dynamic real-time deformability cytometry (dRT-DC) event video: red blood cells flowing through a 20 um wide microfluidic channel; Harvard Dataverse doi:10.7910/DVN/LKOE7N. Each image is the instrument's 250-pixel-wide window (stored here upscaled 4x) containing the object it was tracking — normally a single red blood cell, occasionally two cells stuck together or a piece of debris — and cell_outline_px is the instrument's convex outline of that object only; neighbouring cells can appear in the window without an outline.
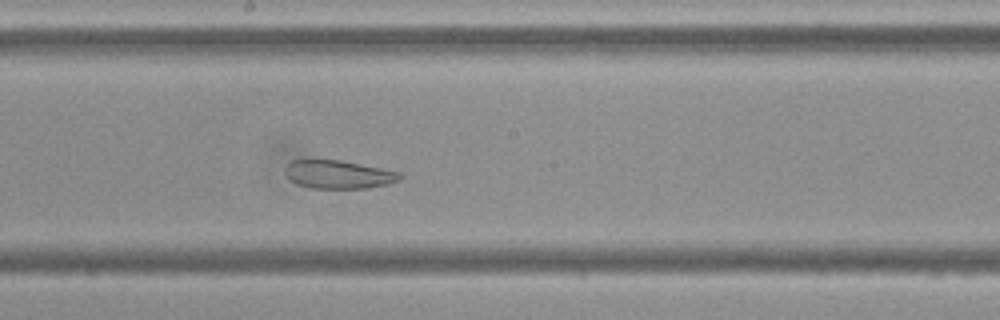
{"species": "Egyptian fruit bat (a non-hibernating species)", "species_latin": "Rousettus aegyptiacus", "temperature_condition": "cold", "stored_images_in_passage": 43, "camera_frame_rate_fps": 3000, "um_per_image_px": 0.085, "frame": {"image": 1, "passage_image": 18, "time_ms": 5.667, "image_size_px": [1000, 320], "cell_outline_px": [[404, 176], [400, 180], [388, 184], [364, 188], [312, 188], [296, 184], [284, 172], [284, 168], [292, 160], [312, 156], [340, 160], [400, 172]], "centroid_in_image_um": [28.71, 14.78], "position_along_channel_um": 219.5, "area_um2": 19.48}}
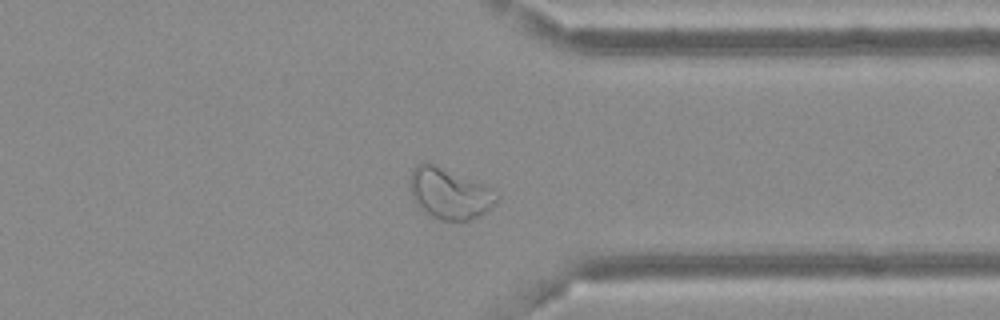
{"frame": {"image": 2, "passage_image": 31, "time_ms": 10.0, "image_size_px": [1000, 320], "cell_outline_px": [[500, 196], [492, 208], [480, 216], [468, 220], [440, 220], [432, 216], [420, 208], [412, 196], [408, 180], [412, 168], [416, 164], [432, 164], [488, 184]], "centroid_in_image_um": [38.24, 16.44], "position_along_channel_um": 373.2, "area_um2": 25.89}}
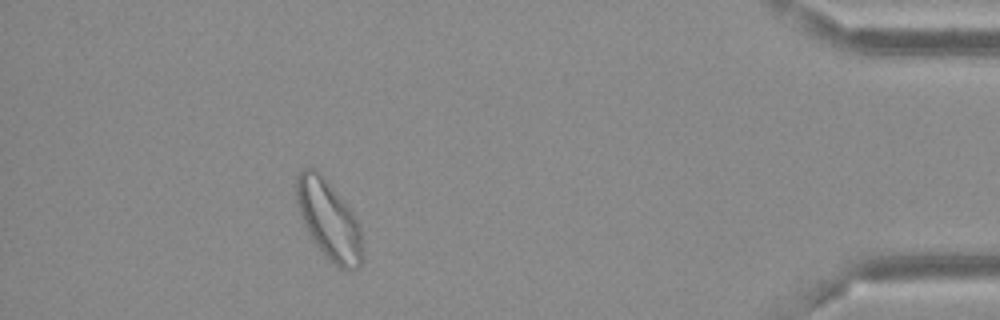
{"frame": {"image": 3, "passage_image": 38, "time_ms": 12.333, "image_size_px": [1000, 320], "cell_outline_px": [[364, 260], [360, 268], [344, 272], [328, 260], [312, 240], [304, 224], [296, 200], [296, 176], [304, 168], [316, 168], [320, 172], [352, 212], [360, 228], [364, 252]], "centroid_in_image_um": [27.98, 18.77], "position_along_channel_um": 407.2, "area_um2": 30.69}, "authors_computed_cell_mechanics": {"area_um2": 25.6054, "velocity_mm_per_s": 3.6176, "shape_relaxation_time_tau1_ms": null, "shape_relaxation_time_tau2_ms": 1.9188, "deformation_change_tau1": null, "deformation_change_tau2": 0.0787}}